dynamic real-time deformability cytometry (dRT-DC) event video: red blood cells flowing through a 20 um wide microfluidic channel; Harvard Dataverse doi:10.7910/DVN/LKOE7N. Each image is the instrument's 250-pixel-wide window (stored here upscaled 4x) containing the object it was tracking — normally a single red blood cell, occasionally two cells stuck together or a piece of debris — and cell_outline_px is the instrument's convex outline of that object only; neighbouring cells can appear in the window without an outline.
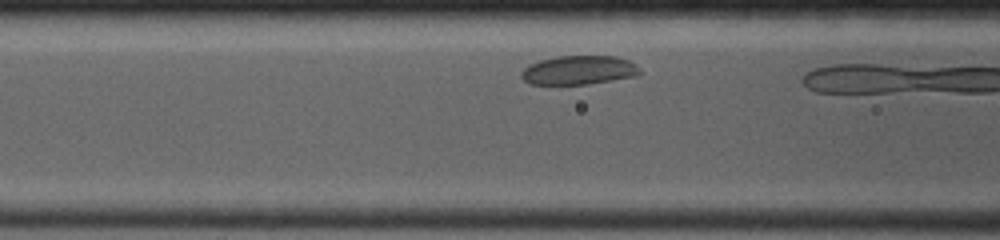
{"species": "common noctule bat (a hibernating species)", "species_latin": "Nyctalus noctula", "temperature_condition": "room temperature", "stored_images_in_passage": 8, "camera_frame_rate_fps": 4000, "um_per_image_px": 0.085, "animal": {"sex": "female", "body_mass_g": 19.0, "forearm_length_mm": 53.3}, "frame": {"image": 1, "passage_image": 6, "time_ms": 1.25, "image_size_px": [1000, 240], "cell_outline_px": [[640, 72], [636, 76], [588, 84], [532, 84], [524, 80], [520, 76], [520, 72], [528, 64], [540, 60], [556, 56], [616, 56], [628, 60], [636, 64], [640, 68]], "centroid_in_image_um": [49.18, 5.95], "position_along_channel_um": 117.4, "area_um2": 20.06}}